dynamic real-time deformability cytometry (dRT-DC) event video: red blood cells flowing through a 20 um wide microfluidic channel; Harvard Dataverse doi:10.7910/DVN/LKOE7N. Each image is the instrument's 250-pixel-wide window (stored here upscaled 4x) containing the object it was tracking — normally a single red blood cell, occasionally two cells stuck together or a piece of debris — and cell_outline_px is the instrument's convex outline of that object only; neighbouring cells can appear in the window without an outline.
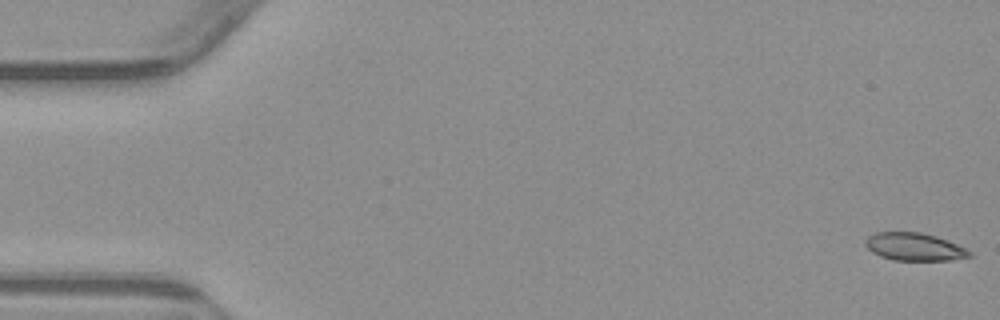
{"species": "common noctule bat (a hibernating species)", "species_latin": "Nyctalus noctula", "temperature_condition": "warm", "stored_images_in_passage": 54, "camera_frame_rate_fps": 3000, "um_per_image_px": 0.085, "animal": {"sex": "male", "body_mass_g": 23.1, "forearm_length_mm": 52.7}, "frame": {"image": 1, "passage_image": 1, "time_ms": 0.0, "image_size_px": [1000, 320], "cell_outline_px": [[972, 256], [948, 260], [892, 260], [880, 256], [872, 252], [864, 244], [864, 240], [868, 236], [876, 232], [920, 232], [936, 236], [948, 240], [972, 252]], "centroid_in_image_um": [77.69, 20.97], "position_along_channel_um": 7.3, "area_um2": 16.82}}
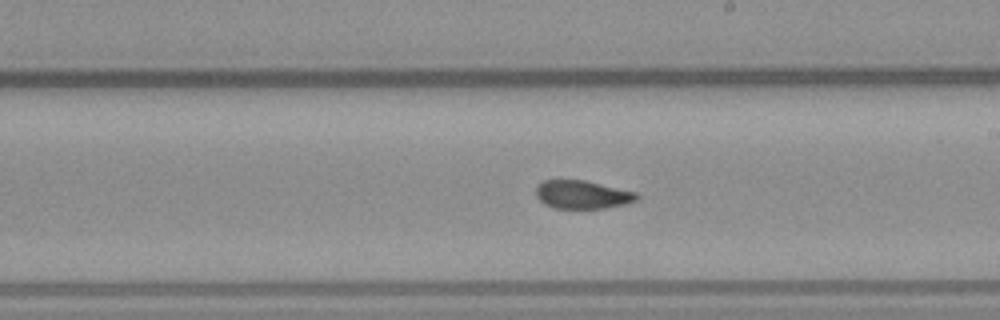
{"frame": {"image": 2, "passage_image": 31, "time_ms": 10.0, "image_size_px": [1000, 320], "cell_outline_px": [[640, 200], [624, 204], [604, 208], [552, 208], [544, 204], [536, 196], [536, 188], [544, 180], [584, 180], [636, 192], [640, 196]], "centroid_in_image_um": [49.52, 16.55], "position_along_channel_um": 239.5, "area_um2": 16.59}}
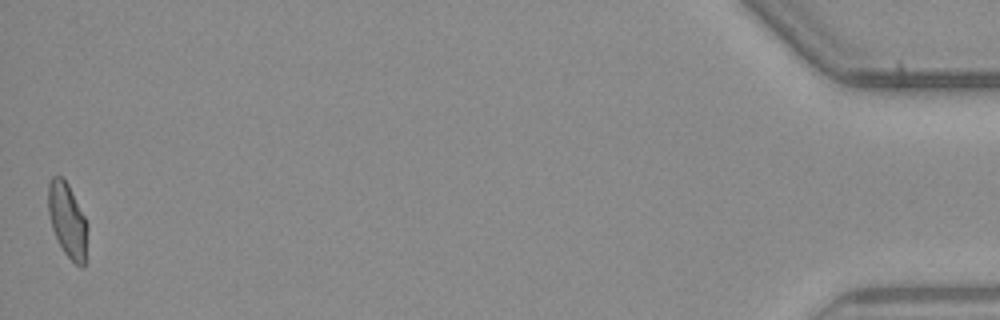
{"frame": {"image": 3, "passage_image": 54, "time_ms": 17.667, "image_size_px": [1000, 320], "cell_outline_px": [[88, 228], [84, 268], [80, 268], [64, 252], [52, 228], [48, 212], [48, 184], [52, 176], [60, 176], [68, 184], [88, 224]], "centroid_in_image_um": [5.74, 18.73], "position_along_channel_um": 429.5, "area_um2": 16.88}, "authors_computed_cell_mechanics": {"area_um2": 17.5423, "velocity_mm_per_s": 3.8319, "shape_relaxation_time_tau1_ms": null, "shape_relaxation_time_tau2_ms": 1.1837, "deformation_change_tau1": null, "deformation_change_tau2": 0.0596}}